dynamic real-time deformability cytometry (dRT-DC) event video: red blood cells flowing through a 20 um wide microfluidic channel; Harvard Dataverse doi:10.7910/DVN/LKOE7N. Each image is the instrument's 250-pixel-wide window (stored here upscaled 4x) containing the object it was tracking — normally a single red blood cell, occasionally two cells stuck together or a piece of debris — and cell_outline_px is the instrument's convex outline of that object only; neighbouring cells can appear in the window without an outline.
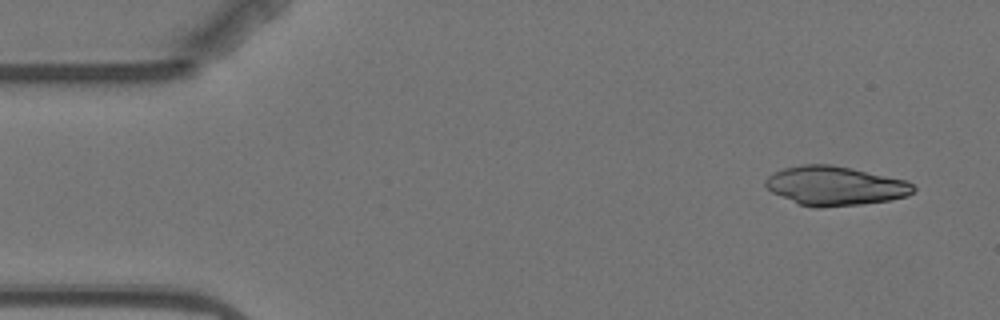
{"species": "Egyptian fruit bat (a non-hibernating species)", "species_latin": "Rousettus aegyptiacus", "temperature_condition": "warm", "stored_images_in_passage": 5, "camera_frame_rate_fps": 3000, "um_per_image_px": 0.085, "animal": {"sex": "female"}, "frame": {"image": 1, "passage_image": 1, "time_ms": 0.0, "image_size_px": [1000, 320], "cell_outline_px": [[916, 188], [908, 196], [892, 200], [860, 204], [820, 208], [816, 208], [800, 204], [772, 192], [764, 184], [764, 180], [768, 176], [784, 168], [804, 164], [832, 164], [852, 168], [908, 180]], "centroid_in_image_um": [71.02, 15.79], "position_along_channel_um": 14.0, "area_um2": 33.76}}